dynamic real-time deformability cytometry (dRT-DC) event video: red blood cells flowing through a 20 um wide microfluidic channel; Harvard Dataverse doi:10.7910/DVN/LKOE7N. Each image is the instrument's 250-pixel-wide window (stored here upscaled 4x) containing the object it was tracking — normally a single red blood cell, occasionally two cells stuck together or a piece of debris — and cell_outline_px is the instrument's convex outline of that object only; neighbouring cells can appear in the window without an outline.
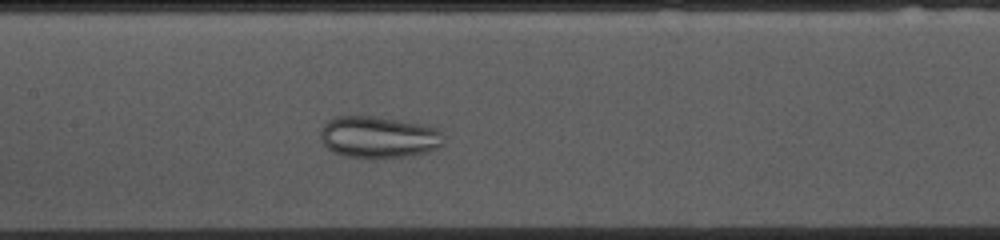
{"species": "common noctule bat (a hibernating species)", "species_latin": "Nyctalus noctula", "temperature_condition": "cold", "stored_images_in_passage": 41, "camera_frame_rate_fps": 3000, "um_per_image_px": 0.085, "animal": {"sex": "female", "body_mass_g": 10.0, "forearm_length_mm": 53.1}, "frame": {"image": 1, "passage_image": 20, "time_ms": 6.333, "image_size_px": [1000, 240], "cell_outline_px": [[444, 144], [428, 152], [408, 156], [344, 156], [332, 152], [320, 140], [320, 132], [324, 124], [328, 120], [340, 116], [372, 116], [420, 124], [436, 128], [444, 136]], "centroid_in_image_um": [32.17, 11.64], "position_along_channel_um": 175.2, "area_um2": 29.42}}
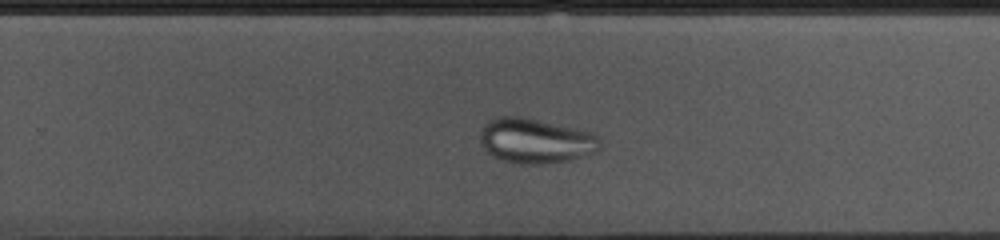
{"frame": {"image": 2, "passage_image": 29, "time_ms": 9.333, "image_size_px": [1000, 240], "cell_outline_px": [[600, 148], [596, 152], [568, 160], [536, 164], [520, 164], [504, 160], [492, 156], [480, 144], [480, 128], [488, 120], [496, 116], [520, 116], [592, 132], [600, 140]], "centroid_in_image_um": [45.47, 11.95], "position_along_channel_um": 284.3, "area_um2": 31.27}}
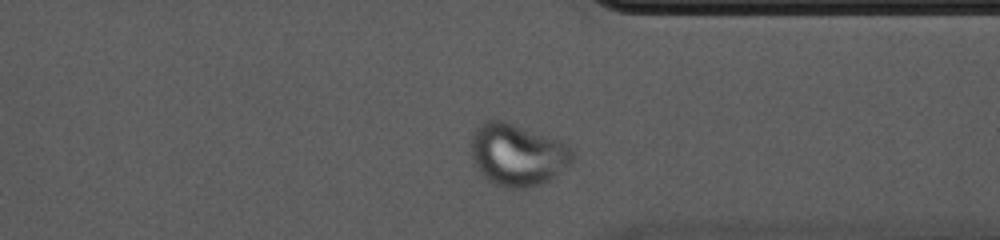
{"frame": {"image": 3, "passage_image": 36, "time_ms": 11.667, "image_size_px": [1000, 240], "cell_outline_px": [[576, 160], [572, 164], [548, 180], [540, 184], [524, 188], [504, 188], [496, 184], [484, 176], [476, 168], [472, 156], [472, 132], [484, 120], [500, 120], [512, 124], [568, 144], [576, 152]], "centroid_in_image_um": [44.02, 13.16], "position_along_channel_um": 367.4, "area_um2": 36.53}}